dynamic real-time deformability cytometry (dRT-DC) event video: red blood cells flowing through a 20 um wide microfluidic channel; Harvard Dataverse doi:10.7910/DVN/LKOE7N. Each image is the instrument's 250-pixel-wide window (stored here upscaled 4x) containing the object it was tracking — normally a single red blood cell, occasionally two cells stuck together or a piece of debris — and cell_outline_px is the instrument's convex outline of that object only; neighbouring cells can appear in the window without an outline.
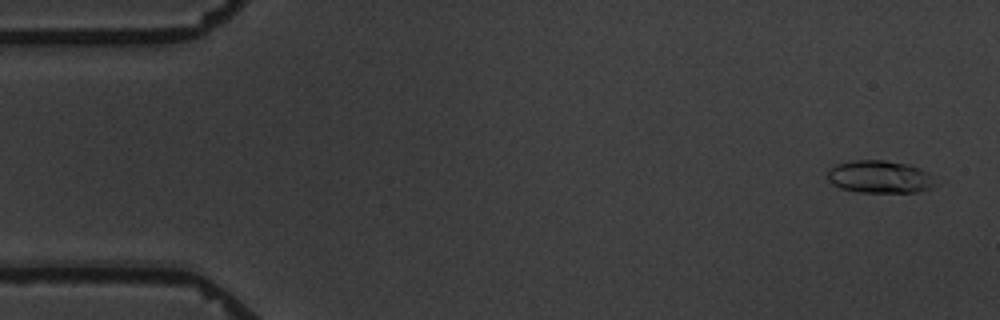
{"species": "common noctule bat (a hibernating species)", "species_latin": "Nyctalus noctula", "temperature_condition": "warm", "stored_images_in_passage": 6, "camera_frame_rate_fps": 3000, "um_per_image_px": 0.085, "animal": {"sex": "male", "body_mass_g": 19.5, "forearm_length_mm": 54.6}, "frame": {"image": 1, "passage_image": 1, "time_ms": 0.0, "image_size_px": [1000, 320], "cell_outline_px": [[944, 180], [928, 188], [916, 192], [856, 192], [840, 188], [832, 184], [828, 180], [828, 168], [836, 164], [852, 160], [884, 160], [908, 164], [920, 168]], "centroid_in_image_um": [74.83, 15.03], "position_along_channel_um": 10.2, "area_um2": 20.98}}
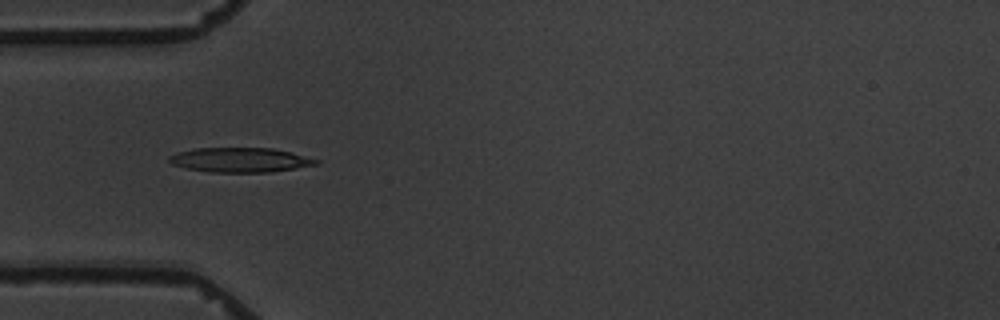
{"frame": {"image": 2, "passage_image": 5, "time_ms": 5.0, "image_size_px": [1000, 320], "cell_outline_px": [[320, 160], [316, 164], [268, 172], [208, 172], [188, 168], [172, 164], [168, 160], [168, 156], [176, 152], [196, 148], [272, 148], [292, 152]], "centroid_in_image_um": [20.37, 13.58], "position_along_channel_um": 64.6, "area_um2": 20.87}}
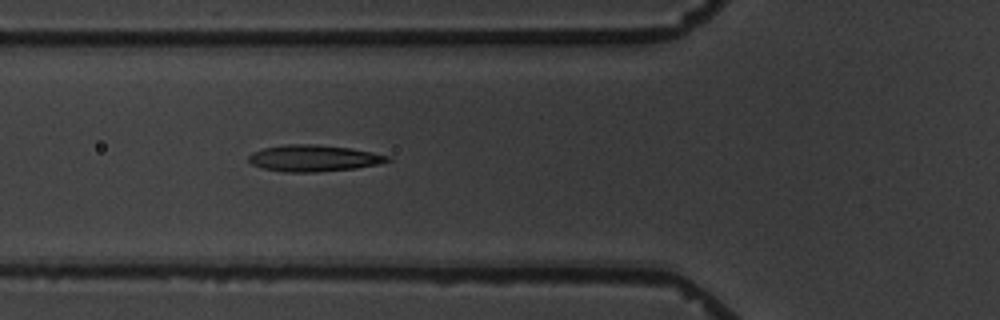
{"frame": {"image": 3, "passage_image": 6, "time_ms": 6.0, "image_size_px": [1000, 320], "cell_outline_px": [[392, 160], [376, 164], [356, 168], [316, 172], [284, 172], [264, 168], [252, 164], [248, 160], [248, 156], [252, 152], [264, 148], [288, 144], [316, 144], [348, 148], [372, 152], [392, 156]], "centroid_in_image_um": [26.67, 13.44], "position_along_channel_um": 99.1, "area_um2": 21.33}}